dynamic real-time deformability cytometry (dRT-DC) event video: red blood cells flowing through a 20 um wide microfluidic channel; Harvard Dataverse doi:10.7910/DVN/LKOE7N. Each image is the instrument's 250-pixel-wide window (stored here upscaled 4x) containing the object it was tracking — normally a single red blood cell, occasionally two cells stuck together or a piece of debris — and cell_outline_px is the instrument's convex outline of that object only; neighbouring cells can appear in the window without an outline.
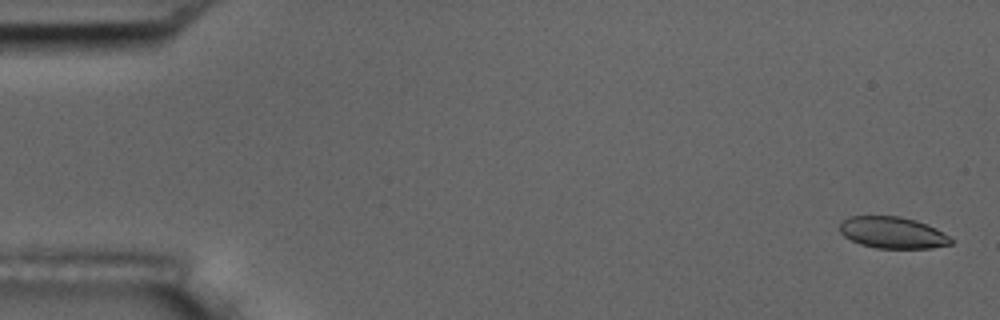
{"species": "common noctule bat (a hibernating species)", "species_latin": "Nyctalus noctula", "temperature_condition": "room temperature", "stored_images_in_passage": 56, "camera_frame_rate_fps": 3000, "um_per_image_px": 0.085, "animal": {"sex": "male", "body_mass_g": 17.5, "forearm_length_mm": 52.3}, "frame": {"image": 1, "passage_image": 2, "time_ms": 0.333, "image_size_px": [1000, 320], "cell_outline_px": [[952, 244], [932, 248], [876, 248], [860, 244], [844, 236], [840, 232], [840, 224], [848, 216], [900, 216], [916, 220], [928, 224], [936, 228], [948, 236], [952, 240]], "centroid_in_image_um": [75.88, 19.77], "position_along_channel_um": 9.1, "area_um2": 20.46}}
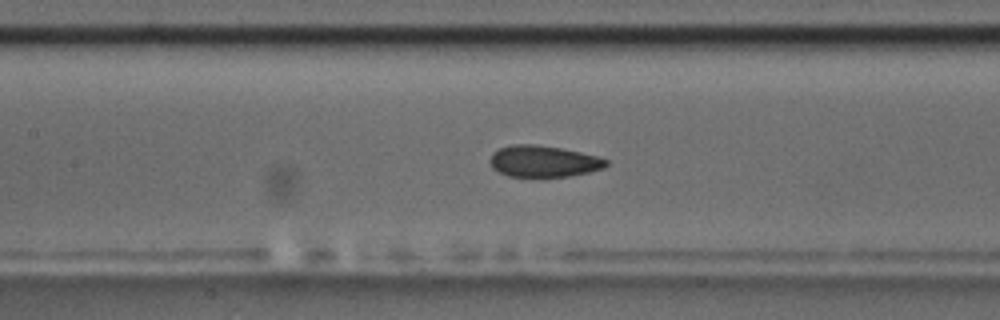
{"frame": {"image": 2, "passage_image": 26, "time_ms": 8.333, "image_size_px": [1000, 320], "cell_outline_px": [[608, 164], [604, 168], [588, 172], [568, 176], [508, 176], [492, 168], [488, 160], [492, 152], [500, 148], [512, 144], [536, 144], [560, 148], [600, 156], [608, 160]], "centroid_in_image_um": [46.18, 13.69], "position_along_channel_um": 161.2, "area_um2": 21.33}}
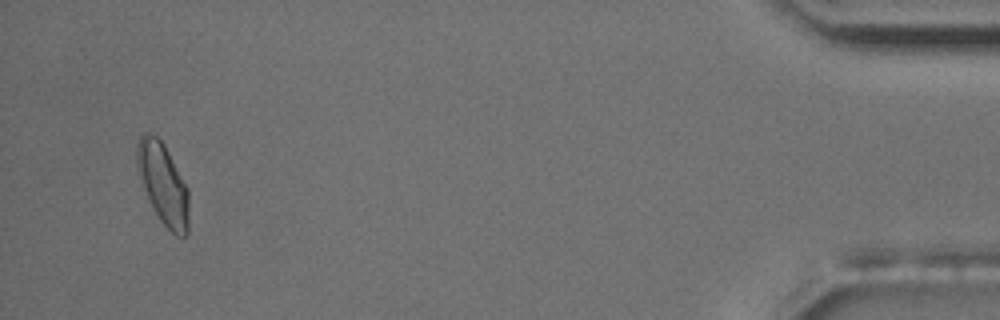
{"frame": {"image": 3, "passage_image": 54, "time_ms": 17.667, "image_size_px": [1000, 320], "cell_outline_px": [[188, 232], [184, 236], [176, 236], [160, 220], [144, 188], [136, 164], [136, 144], [140, 136], [144, 132], [152, 132], [164, 144], [188, 188]], "centroid_in_image_um": [13.86, 15.58], "position_along_channel_um": 421.3, "area_um2": 24.22}, "authors_computed_cell_mechanics": {"area_um2": 21.675, "velocity_mm_per_s": 3.6273, "shape_relaxation_time_tau1_ms": 3.5217, "shape_relaxation_time_tau2_ms": 1.2035, "deformation_change_tau1": 0.0962, "deformation_change_tau2": 0.0579}}